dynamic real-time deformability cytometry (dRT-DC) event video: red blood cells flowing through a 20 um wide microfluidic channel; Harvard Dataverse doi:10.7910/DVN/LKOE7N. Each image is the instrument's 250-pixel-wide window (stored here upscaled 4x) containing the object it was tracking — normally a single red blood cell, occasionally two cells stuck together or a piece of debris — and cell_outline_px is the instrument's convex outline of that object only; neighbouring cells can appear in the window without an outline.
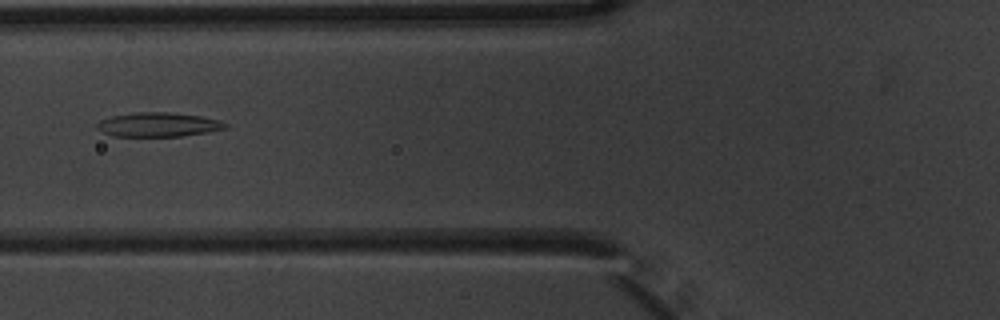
{"species": "common noctule bat (a hibernating species)", "species_latin": "Nyctalus noctula", "temperature_condition": "warm", "stored_images_in_passage": 4, "camera_frame_rate_fps": 3000, "um_per_image_px": 0.085, "animal": {"sex": "male", "body_mass_g": 20.1, "forearm_length_mm": 53.5}, "frame": {"image": 1, "passage_image": 4, "time_ms": 1.0, "image_size_px": [1000, 320], "cell_outline_px": [[228, 128], [208, 132], [180, 136], [112, 136], [96, 128], [96, 124], [100, 120], [112, 116], [136, 112], [172, 112], [200, 116], [220, 120], [228, 124]], "centroid_in_image_um": [13.47, 10.59], "position_along_channel_um": 112.3, "area_um2": 18.15}}